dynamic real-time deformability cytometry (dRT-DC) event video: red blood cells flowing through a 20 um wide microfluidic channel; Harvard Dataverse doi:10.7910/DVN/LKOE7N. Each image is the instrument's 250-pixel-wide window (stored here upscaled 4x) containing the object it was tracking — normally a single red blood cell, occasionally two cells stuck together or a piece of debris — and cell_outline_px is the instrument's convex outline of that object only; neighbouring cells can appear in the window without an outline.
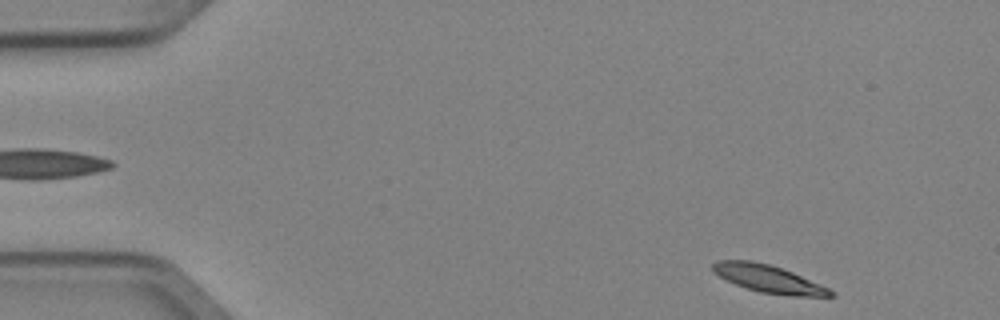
{"species": "Egyptian fruit bat (a non-hibernating species)", "species_latin": "Rousettus aegyptiacus", "temperature_condition": "cold", "stored_images_in_passage": 4, "segment_of_instrument_passage": [2, 2], "camera_frame_rate_fps": 3000, "um_per_image_px": 0.085, "animal": {"sex": "female"}, "frame": {"image": 1, "passage_image": 4, "time_ms": 1.0, "image_size_px": [1000, 320], "cell_outline_px": [[836, 296], [788, 296], [760, 292], [736, 284], [712, 272], [712, 264], [716, 260], [752, 260], [768, 264], [792, 272], [828, 288], [836, 292]], "centroid_in_image_um": [65.32, 23.7], "position_along_channel_um": 19.7, "area_um2": 18.73}}